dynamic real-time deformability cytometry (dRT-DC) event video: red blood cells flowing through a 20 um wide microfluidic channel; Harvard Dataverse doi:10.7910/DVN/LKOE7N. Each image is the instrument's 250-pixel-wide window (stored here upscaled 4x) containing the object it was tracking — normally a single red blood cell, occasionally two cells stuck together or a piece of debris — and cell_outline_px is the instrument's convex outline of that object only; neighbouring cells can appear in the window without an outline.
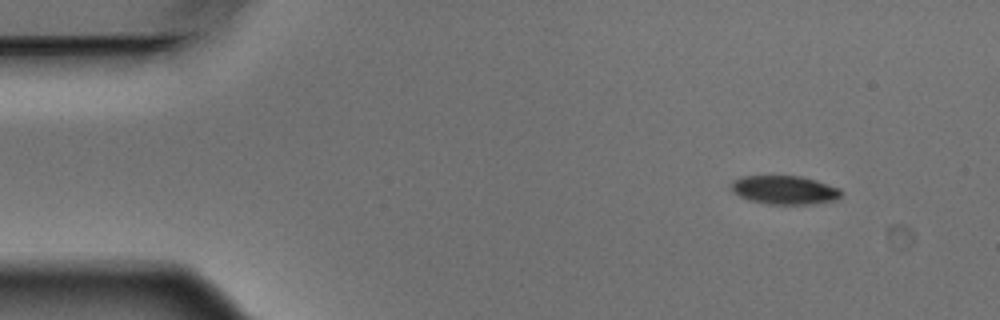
{"species": "Egyptian fruit bat (a non-hibernating species)", "species_latin": "Rousettus aegyptiacus", "temperature_condition": "warm", "stored_images_in_passage": 3, "camera_frame_rate_fps": 3000, "um_per_image_px": 0.085, "animal": {"sex": "male"}, "frame": {"image": 1, "passage_image": 1, "time_ms": 0.0, "image_size_px": [1000, 320], "cell_outline_px": [[844, 192], [836, 200], [808, 204], [772, 204], [748, 200], [732, 192], [732, 180], [740, 176], [800, 176], [816, 180], [840, 188]], "centroid_in_image_um": [66.69, 16.14], "position_along_channel_um": 18.3, "area_um2": 18.38}}
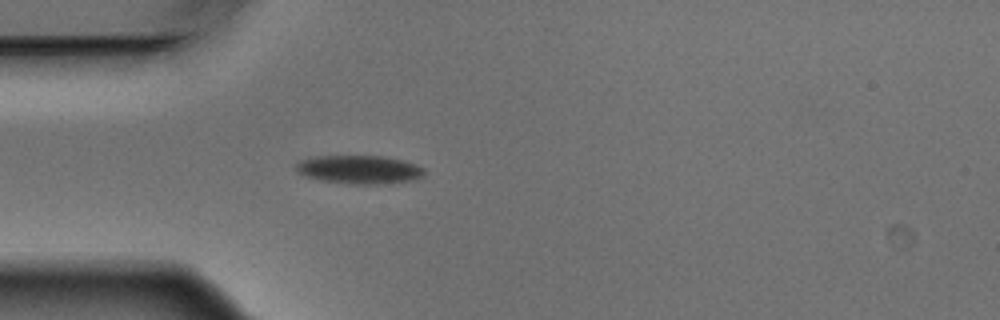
{"frame": {"image": 2, "passage_image": 3, "time_ms": 0.667, "image_size_px": [1000, 320], "cell_outline_px": [[424, 176], [416, 180], [380, 184], [348, 184], [320, 180], [304, 176], [296, 172], [296, 164], [300, 160], [308, 156], [384, 156], [404, 160], [416, 164], [424, 168]], "centroid_in_image_um": [30.53, 14.41], "position_along_channel_um": 54.5, "area_um2": 21.68}}